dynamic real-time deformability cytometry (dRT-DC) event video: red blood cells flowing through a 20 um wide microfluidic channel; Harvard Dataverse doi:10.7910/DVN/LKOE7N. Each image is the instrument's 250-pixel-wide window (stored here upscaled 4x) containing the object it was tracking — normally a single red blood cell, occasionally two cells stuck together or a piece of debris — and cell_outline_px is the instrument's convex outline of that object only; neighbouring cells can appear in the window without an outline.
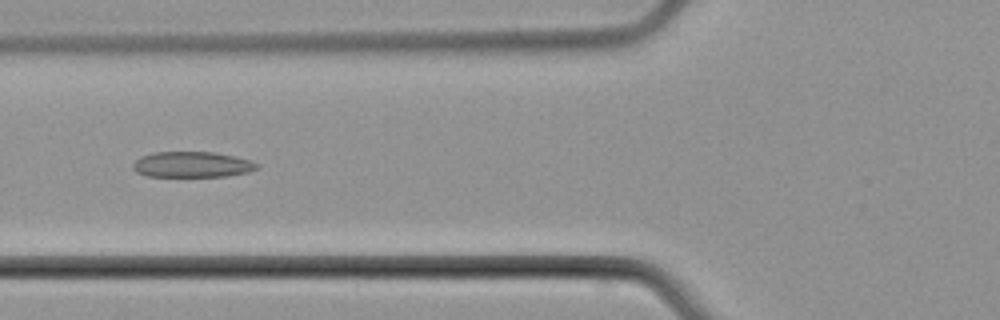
{"species": "common noctule bat (a hibernating species)", "species_latin": "Nyctalus noctula", "temperature_condition": "cold", "stored_images_in_passage": 7, "camera_frame_rate_fps": 3000, "um_per_image_px": 0.085, "animal": {"sex": "male", "body_mass_g": 21.5, "forearm_length_mm": 52.0}, "frame": {"image": 1, "passage_image": 5, "time_ms": 5.0, "image_size_px": [1000, 320], "cell_outline_px": [[260, 168], [248, 172], [228, 176], [148, 176], [136, 172], [132, 168], [132, 164], [140, 156], [152, 152], [212, 152], [236, 156], [260, 164]], "centroid_in_image_um": [16.33, 13.98], "position_along_channel_um": 109.5, "area_um2": 18.67}}
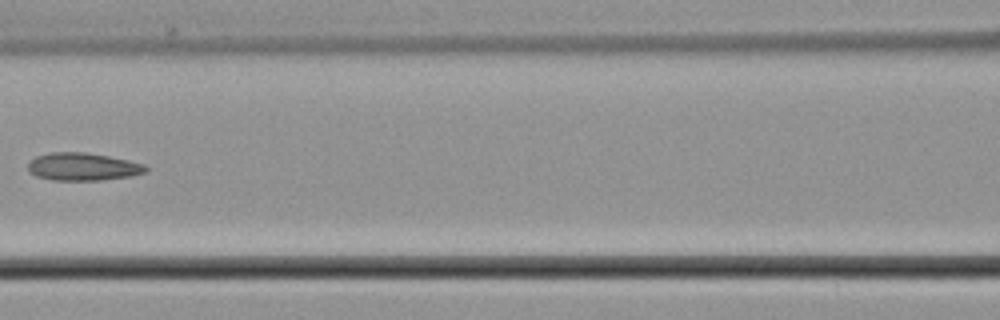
{"frame": {"image": 2, "passage_image": 6, "time_ms": 6.333, "image_size_px": [1000, 320], "cell_outline_px": [[148, 168], [144, 172], [132, 176], [100, 180], [52, 180], [36, 176], [28, 172], [28, 164], [36, 156], [52, 152], [84, 152], [108, 156], [128, 160], [144, 164]], "centroid_in_image_um": [7.02, 14.17], "position_along_channel_um": 159.6, "area_um2": 18.96}}
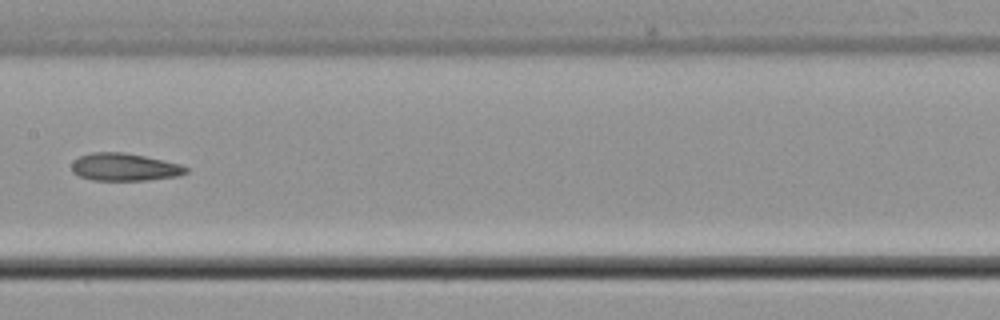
{"frame": {"image": 3, "passage_image": 7, "time_ms": 7.333, "image_size_px": [1000, 320], "cell_outline_px": [[188, 172], [180, 176], [148, 180], [92, 180], [80, 176], [72, 172], [72, 160], [80, 156], [92, 152], [124, 152], [144, 156], [180, 164], [188, 168]], "centroid_in_image_um": [10.58, 14.2], "position_along_channel_um": 196.8, "area_um2": 18.44}}